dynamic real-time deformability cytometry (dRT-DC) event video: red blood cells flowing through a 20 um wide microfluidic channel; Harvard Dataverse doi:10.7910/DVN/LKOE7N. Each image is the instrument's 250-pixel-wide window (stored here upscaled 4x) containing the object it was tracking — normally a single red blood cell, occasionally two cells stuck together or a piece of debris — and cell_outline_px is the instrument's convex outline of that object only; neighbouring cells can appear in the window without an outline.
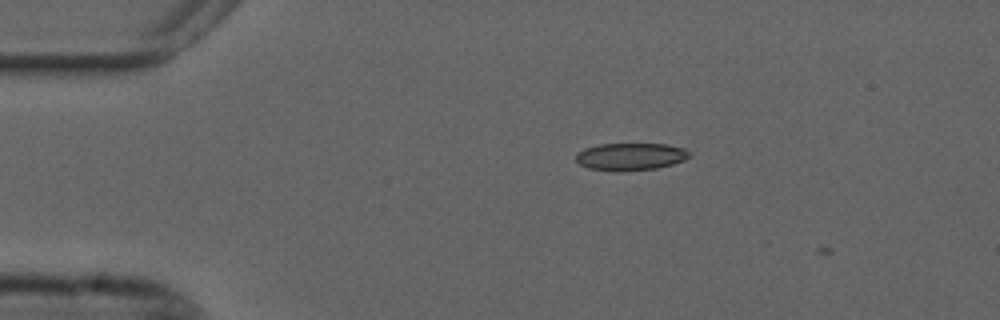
{"species": "common noctule bat (a hibernating species)", "species_latin": "Nyctalus noctula", "temperature_condition": "cold", "stored_images_in_passage": 5, "camera_frame_rate_fps": 3000, "um_per_image_px": 0.085, "animal": {"sex": "male", "forearm_length_mm": 52.5}, "frame": {"image": 1, "passage_image": 4, "time_ms": 1.0, "image_size_px": [1000, 320], "cell_outline_px": [[688, 156], [684, 160], [672, 164], [656, 168], [616, 172], [588, 168], [580, 164], [576, 160], [576, 152], [584, 148], [600, 144], [664, 144], [688, 148]], "centroid_in_image_um": [53.56, 13.31], "position_along_channel_um": 31.4, "area_um2": 18.15}}